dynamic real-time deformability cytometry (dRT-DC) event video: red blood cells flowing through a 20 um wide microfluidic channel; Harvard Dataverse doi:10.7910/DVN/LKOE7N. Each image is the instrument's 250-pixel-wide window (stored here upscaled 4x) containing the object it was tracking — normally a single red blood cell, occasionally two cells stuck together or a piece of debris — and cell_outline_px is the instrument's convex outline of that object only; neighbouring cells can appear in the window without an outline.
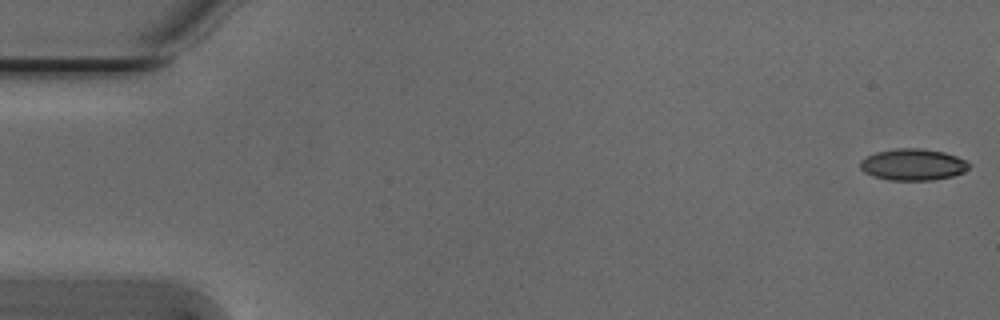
{"species": "Egyptian fruit bat (a non-hibernating species)", "species_latin": "Rousettus aegyptiacus", "temperature_condition": "cold", "stored_images_in_passage": 54, "camera_frame_rate_fps": 3000, "um_per_image_px": 0.085, "animal": {"sex": "male"}, "frame": {"image": 1, "passage_image": 1, "time_ms": 0.0, "image_size_px": [1000, 320], "cell_outline_px": [[972, 164], [964, 172], [952, 176], [932, 180], [888, 180], [872, 176], [864, 172], [860, 168], [860, 160], [876, 152], [900, 148], [920, 148], [944, 152], [968, 160]], "centroid_in_image_um": [77.62, 13.99], "position_along_channel_um": 7.4, "area_um2": 20.11}}
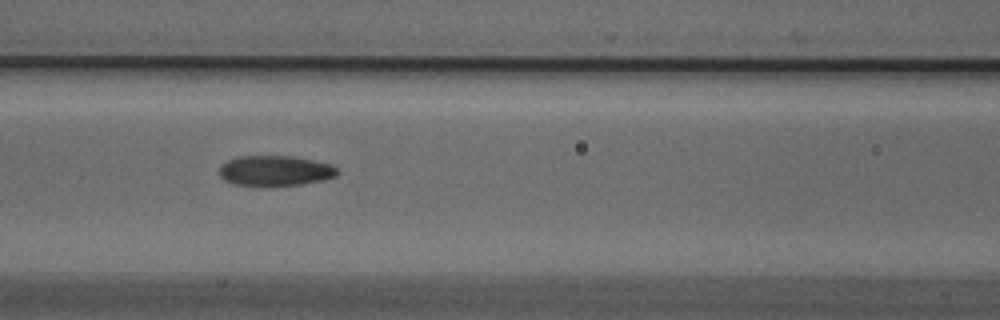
{"frame": {"image": 2, "passage_image": 23, "time_ms": 7.333, "image_size_px": [1000, 320], "cell_outline_px": [[340, 172], [336, 176], [320, 180], [300, 184], [260, 188], [232, 184], [224, 180], [220, 176], [220, 164], [228, 160], [240, 156], [292, 156], [312, 160], [328, 164], [336, 168]], "centroid_in_image_um": [23.31, 14.54], "position_along_channel_um": 143.3, "area_um2": 21.21}}
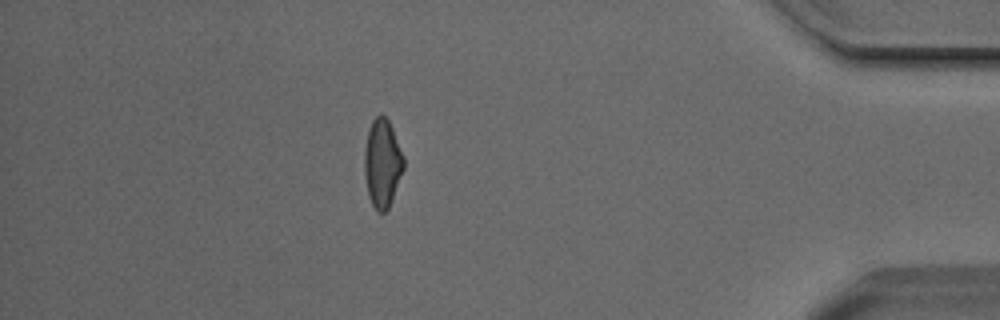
{"frame": {"image": 3, "passage_image": 47, "time_ms": 15.333, "image_size_px": [1000, 320], "cell_outline_px": [[404, 168], [388, 208], [384, 212], [376, 212], [368, 196], [364, 176], [364, 148], [368, 132], [372, 120], [380, 112], [388, 120], [392, 128], [404, 156]], "centroid_in_image_um": [32.48, 13.87], "position_along_channel_um": 402.7, "area_um2": 20.23}, "authors_computed_cell_mechanics": {"area_um2": 20.2589, "velocity_mm_per_s": 3.8204, "shape_relaxation_time_tau1_ms": 5.2426, "shape_relaxation_time_tau2_ms": 2.8571, "deformation_change_tau1": 0.1408, "deformation_change_tau2": 0.0871}}